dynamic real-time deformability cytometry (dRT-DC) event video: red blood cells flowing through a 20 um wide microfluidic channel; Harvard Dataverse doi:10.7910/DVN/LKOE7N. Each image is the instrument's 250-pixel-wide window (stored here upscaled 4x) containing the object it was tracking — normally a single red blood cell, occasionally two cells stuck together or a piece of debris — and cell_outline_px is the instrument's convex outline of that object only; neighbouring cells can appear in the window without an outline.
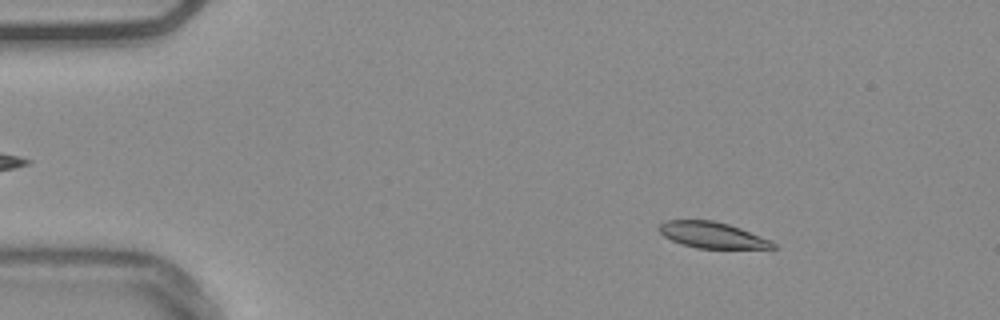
{"species": "common noctule bat (a hibernating species)", "species_latin": "Nyctalus noctula", "temperature_condition": "warm", "stored_images_in_passage": 54, "camera_frame_rate_fps": 3000, "um_per_image_px": 0.085, "animal": {"sex": "male", "body_mass_g": 20.4}, "frame": {"image": 1, "passage_image": 8, "time_ms": 2.333, "image_size_px": [1000, 320], "cell_outline_px": [[776, 248], [696, 248], [680, 244], [664, 236], [656, 228], [664, 220], [712, 220], [728, 224], [740, 228], [772, 240], [776, 244]], "centroid_in_image_um": [60.51, 19.97], "position_along_channel_um": 24.5, "area_um2": 17.34}}
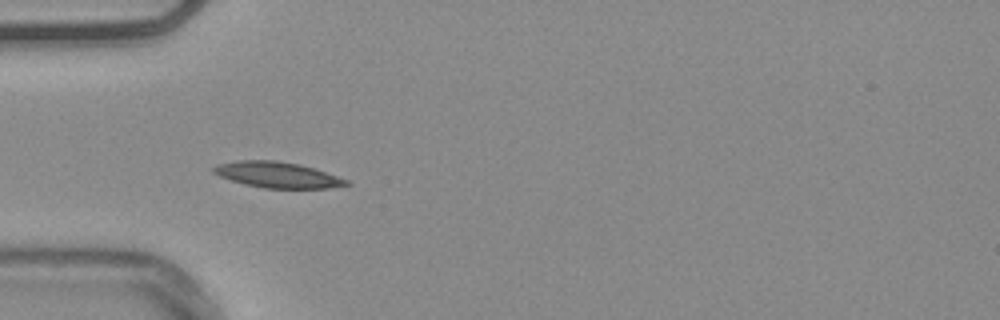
{"frame": {"image": 2, "passage_image": 17, "time_ms": 5.333, "image_size_px": [1000, 320], "cell_outline_px": [[352, 184], [328, 188], [264, 188], [244, 184], [220, 176], [212, 172], [212, 168], [220, 164], [240, 160], [276, 160], [300, 164], [348, 180]], "centroid_in_image_um": [23.58, 14.86], "position_along_channel_um": 61.4, "area_um2": 19.71}}
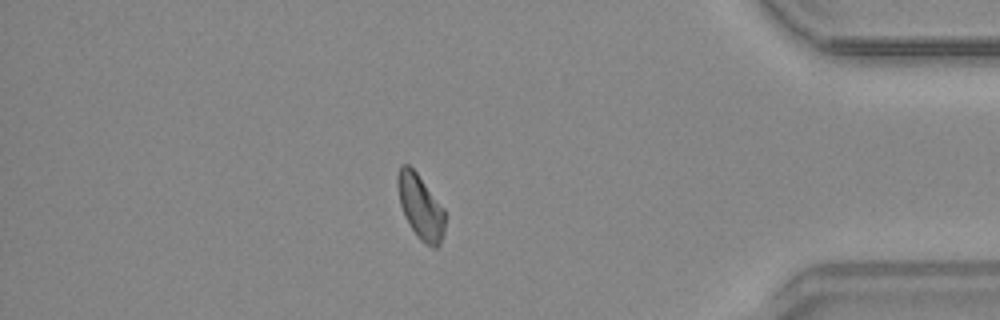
{"frame": {"image": 3, "passage_image": 47, "time_ms": 15.333, "image_size_px": [1000, 320], "cell_outline_px": [[444, 236], [440, 244], [436, 248], [432, 248], [424, 244], [416, 236], [404, 216], [400, 204], [396, 184], [396, 176], [400, 164], [408, 164], [416, 172], [444, 208]], "centroid_in_image_um": [35.72, 17.6], "position_along_channel_um": 399.5, "area_um2": 18.03}, "authors_computed_cell_mechanics": {"area_um2": 18.2359, "velocity_mm_per_s": 3.7328, "shape_relaxation_time_tau1_ms": 4.7888, "shape_relaxation_time_tau2_ms": null, "deformation_change_tau1": 0.0985, "deformation_change_tau2": null}}